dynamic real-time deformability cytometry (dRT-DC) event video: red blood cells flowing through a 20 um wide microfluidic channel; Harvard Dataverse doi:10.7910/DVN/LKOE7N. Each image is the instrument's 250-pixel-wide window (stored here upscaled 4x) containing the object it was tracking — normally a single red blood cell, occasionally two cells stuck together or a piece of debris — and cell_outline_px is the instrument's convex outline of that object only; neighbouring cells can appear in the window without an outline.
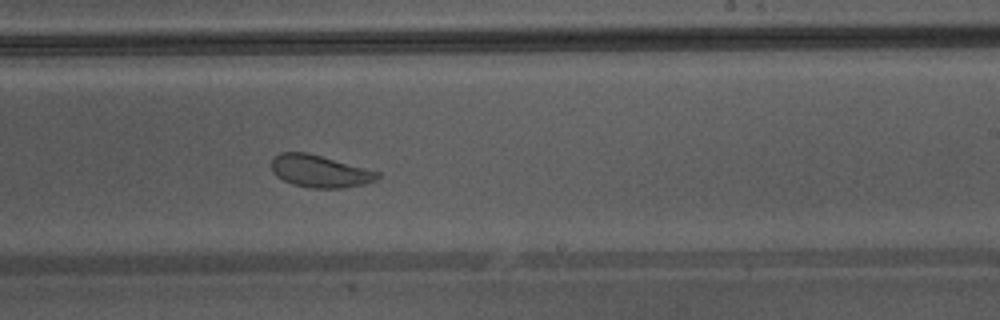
{"species": "Egyptian fruit bat (a non-hibernating species)", "species_latin": "Rousettus aegyptiacus", "temperature_condition": "warm", "stored_images_in_passage": 44, "camera_frame_rate_fps": 3000, "um_per_image_px": 0.085, "animal": {"sex": "male"}, "frame": {"image": 1, "passage_image": 26, "time_ms": 8.333, "image_size_px": [1000, 320], "cell_outline_px": [[380, 176], [376, 180], [364, 184], [344, 188], [312, 188], [292, 184], [276, 176], [272, 172], [272, 156], [280, 152], [304, 152], [320, 156], [380, 172]], "centroid_in_image_um": [27.16, 14.56], "position_along_channel_um": 261.8, "area_um2": 19.83}, "authors_computed_cell_mechanics": {"area_um2": 24.565, "velocity_mm_per_s": 4.2951, "shape_relaxation_time_tau1_ms": 3.1706, "shape_relaxation_time_tau2_ms": 1.5007, "deformation_change_tau1": 0.0865, "deformation_change_tau2": 0.066}}